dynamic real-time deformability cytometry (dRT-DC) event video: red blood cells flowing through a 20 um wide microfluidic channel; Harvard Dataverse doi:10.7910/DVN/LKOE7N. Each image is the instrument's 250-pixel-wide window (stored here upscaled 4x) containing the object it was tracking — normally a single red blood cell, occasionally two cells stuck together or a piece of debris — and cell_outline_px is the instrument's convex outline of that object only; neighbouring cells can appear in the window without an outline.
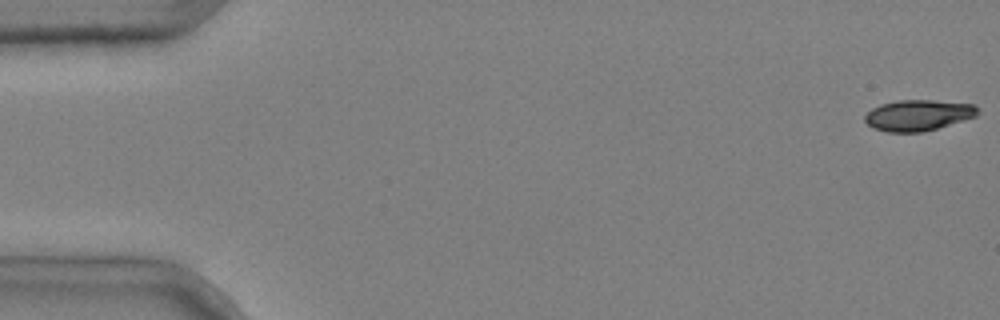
{"species": "common noctule bat (a hibernating species)", "species_latin": "Nyctalus noctula", "temperature_condition": "cold", "stored_images_in_passage": 6, "camera_frame_rate_fps": 3000, "um_per_image_px": 0.085, "animal": {"sex": "male", "body_mass_g": 20.4}, "frame": {"image": 1, "passage_image": 1, "time_ms": 0.0, "image_size_px": [1000, 320], "cell_outline_px": [[980, 112], [976, 116], [964, 120], [936, 128], [920, 132], [888, 132], [872, 128], [864, 120], [864, 116], [872, 108], [880, 104], [896, 100], [932, 100], [976, 104], [980, 108]], "centroid_in_image_um": [78.06, 9.78], "position_along_channel_um": 6.9, "area_um2": 20.46}}
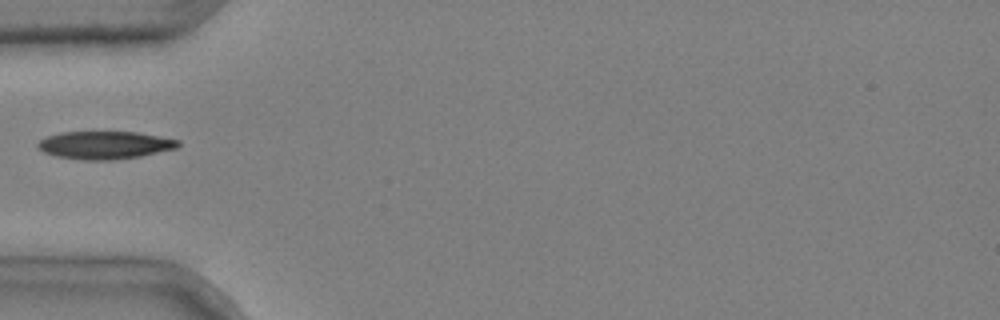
{"frame": {"image": 2, "passage_image": 5, "time_ms": 1.333, "image_size_px": [1000, 320], "cell_outline_px": [[180, 144], [176, 148], [140, 156], [112, 160], [84, 160], [56, 156], [44, 152], [36, 148], [36, 144], [40, 140], [48, 136], [60, 132], [136, 132], [160, 136], [180, 140]], "centroid_in_image_um": [8.89, 12.33], "position_along_channel_um": 76.1, "area_um2": 22.72}}